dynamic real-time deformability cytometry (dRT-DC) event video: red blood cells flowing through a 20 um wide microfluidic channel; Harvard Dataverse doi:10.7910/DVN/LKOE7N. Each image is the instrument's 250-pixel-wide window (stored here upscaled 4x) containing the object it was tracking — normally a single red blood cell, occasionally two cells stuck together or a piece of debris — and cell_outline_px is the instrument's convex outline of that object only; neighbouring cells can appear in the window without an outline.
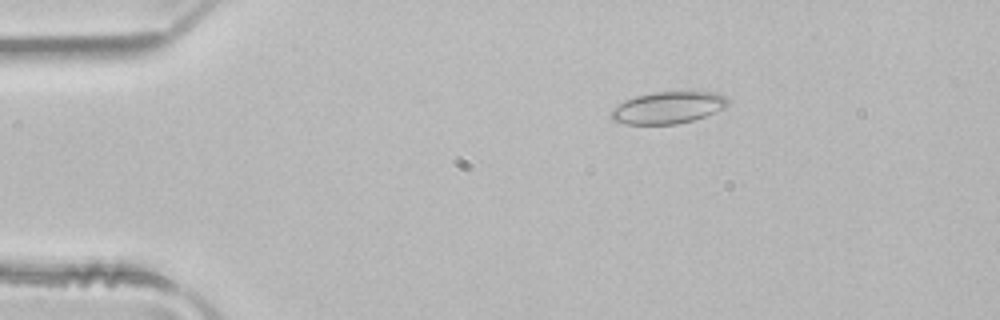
{"species": "common noctule bat (a hibernating species)", "species_latin": "Nyctalus noctula", "temperature_condition": "room temperature", "stored_images_in_passage": 6, "camera_frame_rate_fps": 3000, "um_per_image_px": 0.085, "animal": {"sex": "male", "body_mass_g": 21.5, "forearm_length_mm": 52.0}, "frame": {"image": 1, "passage_image": 2, "time_ms": 0.333, "image_size_px": [1000, 320], "cell_outline_px": [[728, 104], [724, 108], [704, 116], [692, 120], [676, 124], [624, 124], [612, 120], [608, 116], [608, 112], [612, 108], [624, 100], [636, 96], [652, 92], [716, 92], [724, 96], [728, 100]], "centroid_in_image_um": [56.7, 9.15], "position_along_channel_um": 28.3, "area_um2": 21.79}}
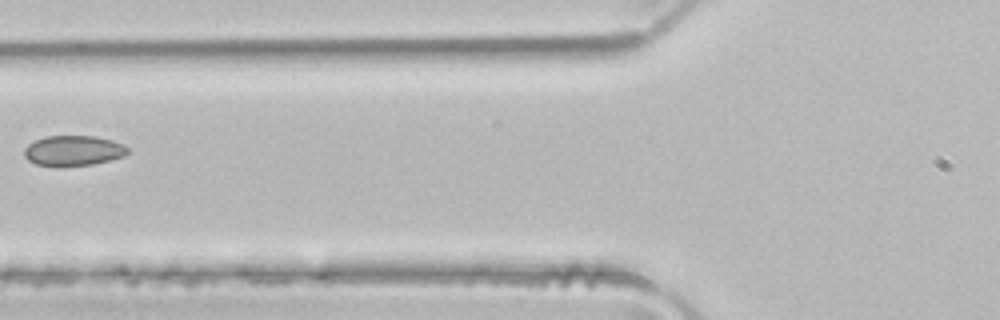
{"frame": {"image": 2, "passage_image": 5, "time_ms": 1.333, "image_size_px": [1000, 320], "cell_outline_px": [[128, 152], [124, 156], [92, 164], [36, 164], [28, 160], [24, 156], [24, 148], [28, 144], [44, 136], [92, 136], [112, 140], [124, 144], [128, 148]], "centroid_in_image_um": [6.24, 12.77], "position_along_channel_um": 119.6, "area_um2": 17.69}}
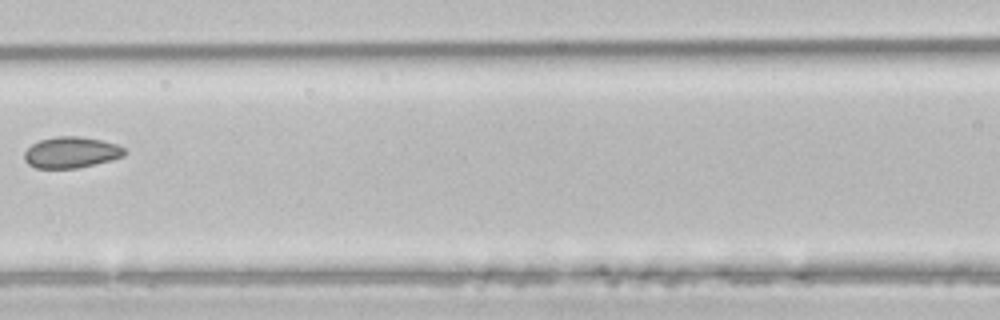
{"frame": {"image": 3, "passage_image": 6, "time_ms": 1.667, "image_size_px": [1000, 320], "cell_outline_px": [[128, 152], [124, 156], [112, 160], [76, 168], [36, 168], [28, 164], [24, 160], [24, 152], [32, 144], [40, 140], [56, 136], [80, 136], [100, 140], [116, 144], [124, 148]], "centroid_in_image_um": [6.05, 12.95], "position_along_channel_um": 160.5, "area_um2": 18.21}}